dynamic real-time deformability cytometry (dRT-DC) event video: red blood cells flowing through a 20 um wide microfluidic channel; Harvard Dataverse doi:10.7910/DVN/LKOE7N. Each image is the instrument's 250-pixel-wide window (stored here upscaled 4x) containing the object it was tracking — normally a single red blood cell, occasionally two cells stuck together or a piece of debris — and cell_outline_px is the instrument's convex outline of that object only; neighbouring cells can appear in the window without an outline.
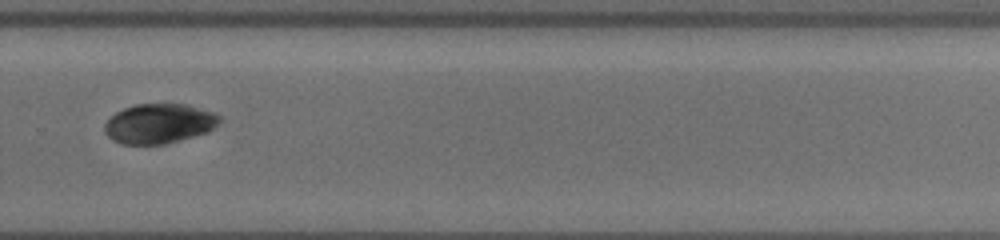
{"species": "common noctule bat (a hibernating species)", "species_latin": "Nyctalus noctula", "temperature_condition": "cold", "stored_images_in_passage": 15, "camera_frame_rate_fps": 3000, "um_per_image_px": 0.085, "animal": {"sex": "female", "body_mass_g": 19.5, "forearm_length_mm": 54.1}, "frame": {"image": 1, "passage_image": 15, "time_ms": 12.0, "image_size_px": [1000, 240], "cell_outline_px": [[220, 124], [208, 132], [164, 144], [120, 144], [112, 140], [108, 136], [104, 128], [104, 124], [116, 112], [124, 108], [136, 104], [184, 104], [212, 112], [220, 116]], "centroid_in_image_um": [13.52, 10.51], "position_along_channel_um": 316.3, "area_um2": 26.47}}